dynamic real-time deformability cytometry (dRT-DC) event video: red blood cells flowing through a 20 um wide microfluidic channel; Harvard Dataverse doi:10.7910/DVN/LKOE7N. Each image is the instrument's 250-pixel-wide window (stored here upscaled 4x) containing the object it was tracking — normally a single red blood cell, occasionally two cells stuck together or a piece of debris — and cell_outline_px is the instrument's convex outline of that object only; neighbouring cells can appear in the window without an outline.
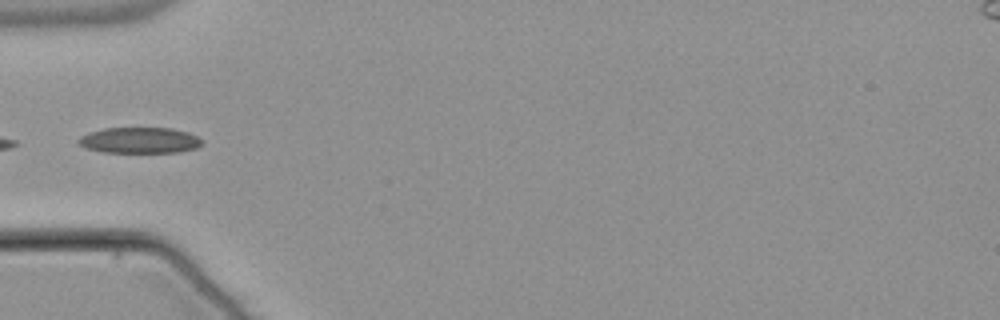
{"species": "common noctule bat (a hibernating species)", "species_latin": "Nyctalus noctula", "temperature_condition": "warm", "stored_images_in_passage": 11, "camera_frame_rate_fps": 3000, "um_per_image_px": 0.085, "animal": {"sex": "male", "body_mass_g": 21.5, "forearm_length_mm": 52.0}, "frame": {"image": 1, "passage_image": 1, "time_ms": 0.0, "image_size_px": [1000, 320], "cell_outline_px": [[204, 144], [196, 148], [180, 152], [104, 152], [84, 148], [76, 140], [80, 136], [104, 128], [172, 128], [188, 132], [204, 140]], "centroid_in_image_um": [11.9, 11.93], "position_along_channel_um": 73.1, "area_um2": 18.73}}